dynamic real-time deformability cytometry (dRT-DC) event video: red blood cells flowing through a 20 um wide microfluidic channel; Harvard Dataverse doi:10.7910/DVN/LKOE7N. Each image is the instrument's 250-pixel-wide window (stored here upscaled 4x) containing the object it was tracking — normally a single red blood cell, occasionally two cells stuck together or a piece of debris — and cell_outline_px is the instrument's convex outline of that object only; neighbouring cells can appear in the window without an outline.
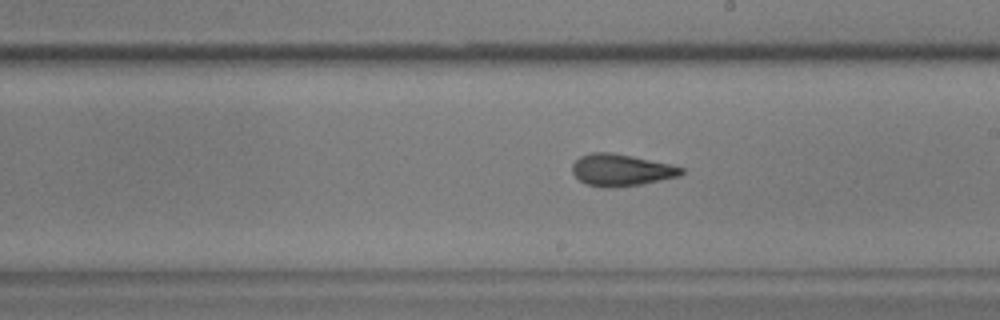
{"species": "common noctule bat (a hibernating species)", "species_latin": "Nyctalus noctula", "temperature_condition": "warm", "stored_images_in_passage": 46, "camera_frame_rate_fps": 3000, "um_per_image_px": 0.085, "animal": {"sex": "male", "body_mass_g": 17.9, "forearm_length_mm": 54.2}, "frame": {"image": 1, "passage_image": 33, "time_ms": 10.667, "image_size_px": [1000, 320], "cell_outline_px": [[684, 172], [680, 176], [640, 184], [616, 188], [604, 188], [588, 184], [580, 180], [572, 172], [572, 164], [580, 156], [592, 152], [612, 152], [672, 164], [684, 168]], "centroid_in_image_um": [52.81, 14.45], "position_along_channel_um": 236.2, "area_um2": 20.35}}